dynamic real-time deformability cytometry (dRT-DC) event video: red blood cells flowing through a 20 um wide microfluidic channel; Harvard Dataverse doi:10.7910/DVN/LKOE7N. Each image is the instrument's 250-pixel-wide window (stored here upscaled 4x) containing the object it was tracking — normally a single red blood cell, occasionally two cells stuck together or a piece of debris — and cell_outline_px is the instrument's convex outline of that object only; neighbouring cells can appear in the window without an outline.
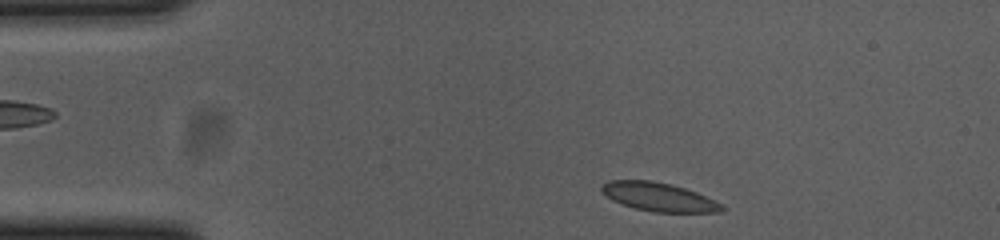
{"species": "common noctule bat (a hibernating species)", "species_latin": "Nyctalus noctula", "temperature_condition": "cold", "stored_images_in_passage": 47, "camera_frame_rate_fps": 3000, "um_per_image_px": 0.085, "animal": {"sex": "female", "body_mass_g": 23.0, "forearm_length_mm": 53.4}, "frame": {"image": 1, "passage_image": 1, "time_ms": 0.0, "image_size_px": [1000, 240], "cell_outline_px": [[724, 208], [720, 212], [656, 212], [636, 208], [612, 200], [600, 188], [608, 180], [652, 180], [684, 188], [696, 192], [724, 204]], "centroid_in_image_um": [56.03, 16.74], "position_along_channel_um": 29.0, "area_um2": 19.71}}
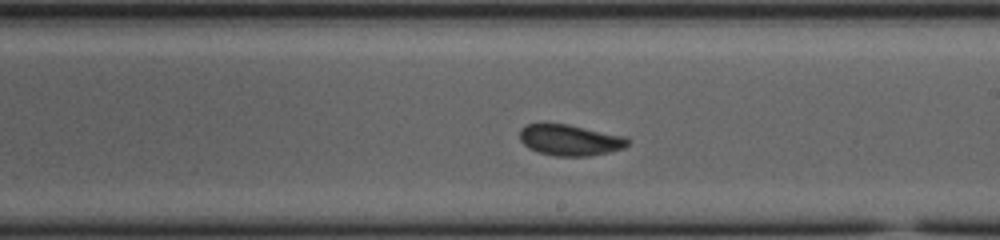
{"frame": {"image": 2, "passage_image": 23, "time_ms": 7.333, "image_size_px": [1000, 240], "cell_outline_px": [[632, 140], [624, 148], [608, 152], [588, 156], [556, 156], [540, 152], [528, 148], [520, 140], [520, 128], [524, 124], [568, 124], [628, 136]], "centroid_in_image_um": [48.49, 11.9], "position_along_channel_um": 240.5, "area_um2": 19.71}}
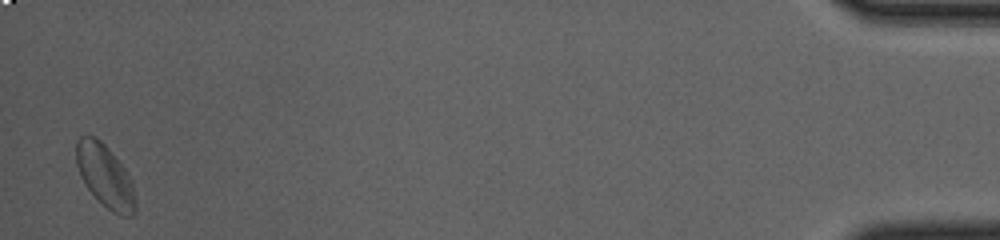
{"frame": {"image": 3, "passage_image": 46, "time_ms": 15.0, "image_size_px": [1000, 240], "cell_outline_px": [[136, 212], [132, 216], [124, 216], [112, 212], [88, 188], [76, 164], [76, 140], [80, 136], [96, 136], [108, 148], [124, 168], [132, 184], [136, 200]], "centroid_in_image_um": [8.95, 14.95], "position_along_channel_um": 426.3, "area_um2": 21.15}, "authors_computed_cell_mechanics": {"area_um2": 19.7098, "velocity_mm_per_s": 3.6354, "shape_relaxation_time_tau1_ms": 8.0147, "shape_relaxation_time_tau2_ms": 1.5302, "deformation_change_tau1": 0.1353, "deformation_change_tau2": 0.0485}}